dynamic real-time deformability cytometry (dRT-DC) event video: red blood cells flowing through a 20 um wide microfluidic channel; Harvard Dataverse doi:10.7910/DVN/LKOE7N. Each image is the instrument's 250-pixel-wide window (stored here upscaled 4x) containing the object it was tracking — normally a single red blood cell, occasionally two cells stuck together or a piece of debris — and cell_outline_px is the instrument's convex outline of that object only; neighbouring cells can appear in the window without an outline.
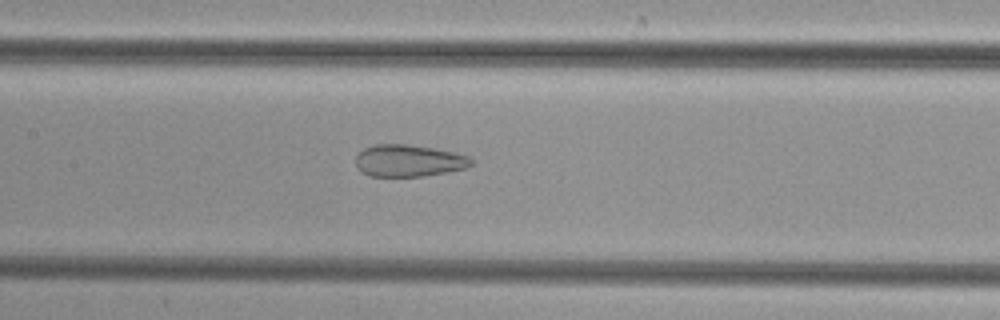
{"species": "common noctule bat (a hibernating species)", "species_latin": "Nyctalus noctula", "temperature_condition": "cold", "stored_images_in_passage": 50, "camera_frame_rate_fps": 3000, "um_per_image_px": 0.085, "animal": {"sex": "female", "body_mass_g": 29.2, "forearm_length_mm": 56.3}, "frame": {"image": 1, "passage_image": 24, "time_ms": 7.667, "image_size_px": [1000, 320], "cell_outline_px": [[472, 164], [468, 168], [448, 172], [424, 176], [368, 176], [360, 172], [356, 168], [356, 156], [364, 148], [376, 144], [404, 144], [432, 148], [452, 152], [468, 156], [472, 160]], "centroid_in_image_um": [34.71, 13.67], "position_along_channel_um": 172.7, "area_um2": 21.56}}
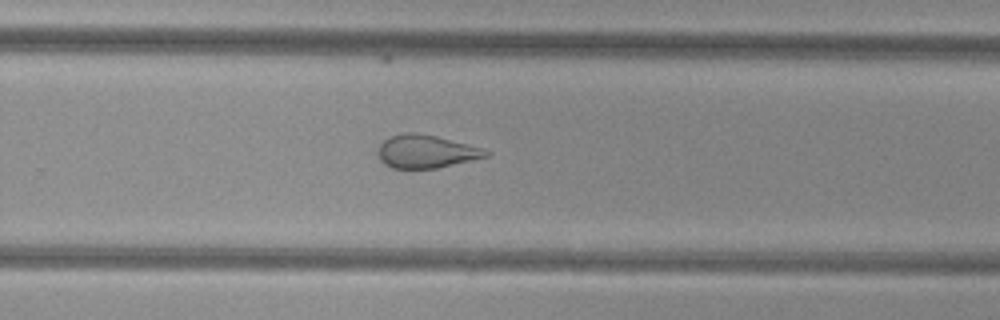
{"frame": {"image": 2, "passage_image": 33, "time_ms": 10.667, "image_size_px": [1000, 320], "cell_outline_px": [[492, 152], [488, 156], [472, 160], [436, 168], [392, 168], [384, 164], [380, 160], [376, 152], [376, 148], [388, 136], [404, 132], [420, 132], [484, 148]], "centroid_in_image_um": [36.18, 12.86], "position_along_channel_um": 293.6, "area_um2": 21.1}}
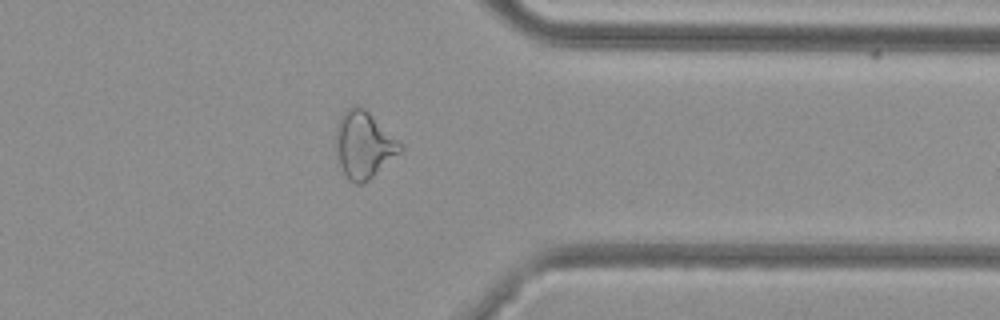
{"frame": {"image": 3, "passage_image": 40, "time_ms": 13.0, "image_size_px": [1000, 320], "cell_outline_px": [[404, 148], [400, 152], [368, 180], [360, 184], [356, 184], [344, 172], [340, 164], [336, 148], [336, 128], [340, 116], [352, 104], [360, 104], [404, 144]], "centroid_in_image_um": [30.94, 12.25], "position_along_channel_um": 380.5, "area_um2": 24.85}}